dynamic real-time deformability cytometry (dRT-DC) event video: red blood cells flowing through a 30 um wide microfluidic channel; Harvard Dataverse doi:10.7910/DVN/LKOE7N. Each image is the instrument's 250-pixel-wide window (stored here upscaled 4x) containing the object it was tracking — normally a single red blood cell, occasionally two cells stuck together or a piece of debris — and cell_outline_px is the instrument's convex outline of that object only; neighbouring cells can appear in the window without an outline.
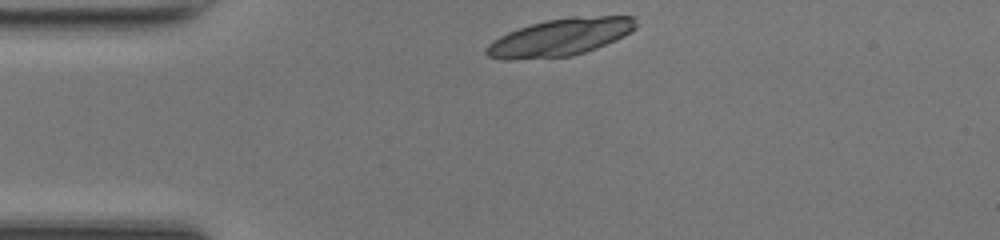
{"species": "common noctule bat (a hibernating species)", "species_latin": "Nyctalus noctula", "temperature_condition": "room temperature", "stored_images_in_passage": 33, "camera_frame_rate_fps": 3000, "um_per_image_px": 0.085, "animal": {"sex": "female", "body_mass_g": 17.0, "forearm_length_mm": 48.0}, "frame": {"image": 1, "passage_image": 1, "time_ms": 0.0, "image_size_px": [1000, 240], "cell_outline_px": [[636, 28], [624, 36], [616, 40], [596, 48], [572, 56], [512, 60], [500, 60], [488, 56], [484, 52], [484, 48], [488, 44], [500, 36], [508, 32], [532, 24], [548, 20], [568, 16], [636, 16]], "centroid_in_image_um": [47.61, 3.17], "position_along_channel_um": 37.4, "area_um2": 32.66}}